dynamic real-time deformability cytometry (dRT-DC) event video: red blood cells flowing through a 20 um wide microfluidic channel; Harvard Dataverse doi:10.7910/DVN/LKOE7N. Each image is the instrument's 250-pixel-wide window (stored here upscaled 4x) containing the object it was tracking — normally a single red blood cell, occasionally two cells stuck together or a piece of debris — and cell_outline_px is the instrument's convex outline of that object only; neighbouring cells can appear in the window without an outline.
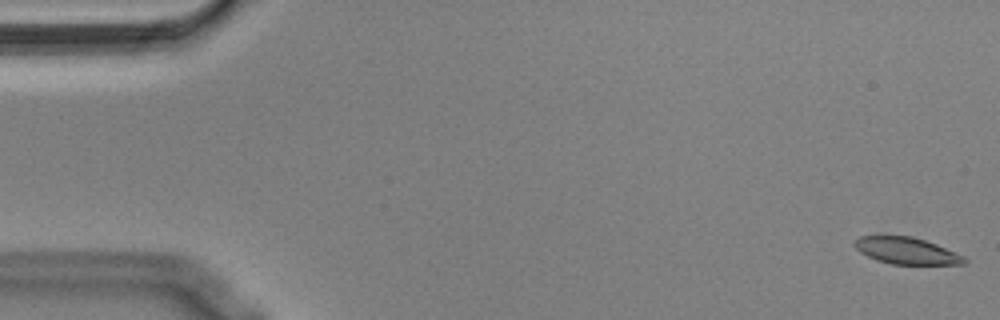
{"species": "Egyptian fruit bat (a non-hibernating species)", "species_latin": "Rousettus aegyptiacus", "temperature_condition": "cold", "stored_images_in_passage": 17, "camera_frame_rate_fps": 3000, "um_per_image_px": 0.085, "animal": {"sex": "male"}, "frame": {"image": 1, "passage_image": 1, "time_ms": 0.0, "image_size_px": [1000, 320], "cell_outline_px": [[968, 260], [964, 264], [892, 264], [876, 260], [860, 252], [852, 244], [860, 236], [912, 236], [936, 244], [964, 256]], "centroid_in_image_um": [77.05, 21.32], "position_along_channel_um": 8.0, "area_um2": 16.94}}
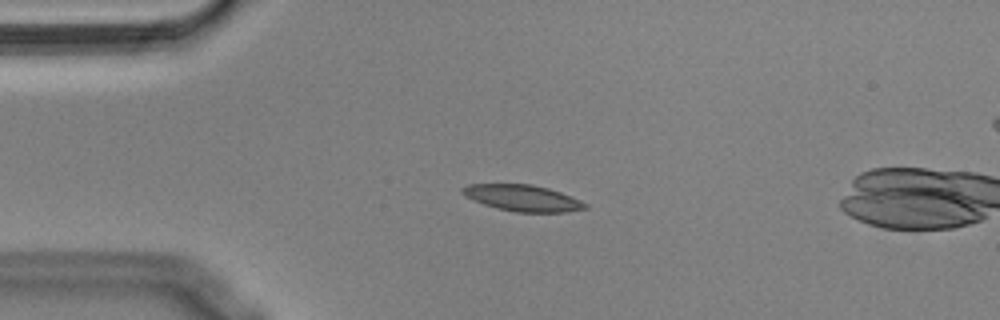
{"frame": {"image": 2, "passage_image": 13, "time_ms": 4.0, "image_size_px": [1000, 320], "cell_outline_px": [[588, 208], [564, 212], [516, 212], [496, 208], [472, 200], [464, 196], [460, 192], [460, 188], [468, 184], [532, 184], [548, 188], [560, 192], [580, 200], [588, 204]], "centroid_in_image_um": [44.38, 16.83], "position_along_channel_um": 40.6, "area_um2": 18.9}}